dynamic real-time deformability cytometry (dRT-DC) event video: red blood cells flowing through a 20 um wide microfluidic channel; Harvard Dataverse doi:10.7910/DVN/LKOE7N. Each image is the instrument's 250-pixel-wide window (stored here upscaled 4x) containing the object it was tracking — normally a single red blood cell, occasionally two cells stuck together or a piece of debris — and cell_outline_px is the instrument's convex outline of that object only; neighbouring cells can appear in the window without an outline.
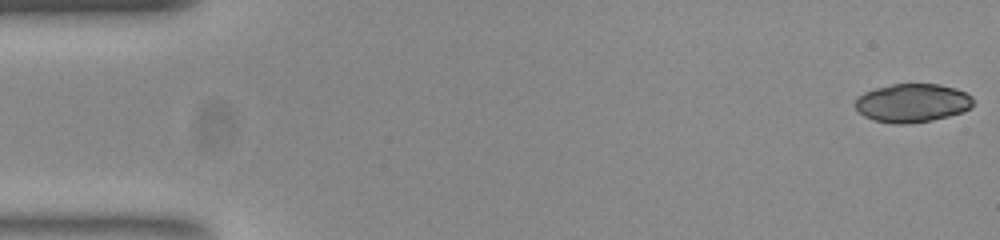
{"species": "common noctule bat (a hibernating species)", "species_latin": "Nyctalus noctula", "temperature_condition": "room temperature", "stored_images_in_passage": 9, "camera_frame_rate_fps": 3000, "um_per_image_px": 0.085, "animal": {"sex": "female", "body_mass_g": 23.0, "forearm_length_mm": 53.4}, "frame": {"image": 1, "passage_image": 1, "time_ms": 0.0, "image_size_px": [1000, 240], "cell_outline_px": [[972, 104], [964, 112], [932, 120], [908, 124], [892, 124], [876, 120], [864, 116], [856, 108], [856, 100], [864, 92], [876, 88], [892, 84], [940, 84], [956, 88], [972, 96]], "centroid_in_image_um": [77.56, 8.75], "position_along_channel_um": 7.4, "area_um2": 26.36}}